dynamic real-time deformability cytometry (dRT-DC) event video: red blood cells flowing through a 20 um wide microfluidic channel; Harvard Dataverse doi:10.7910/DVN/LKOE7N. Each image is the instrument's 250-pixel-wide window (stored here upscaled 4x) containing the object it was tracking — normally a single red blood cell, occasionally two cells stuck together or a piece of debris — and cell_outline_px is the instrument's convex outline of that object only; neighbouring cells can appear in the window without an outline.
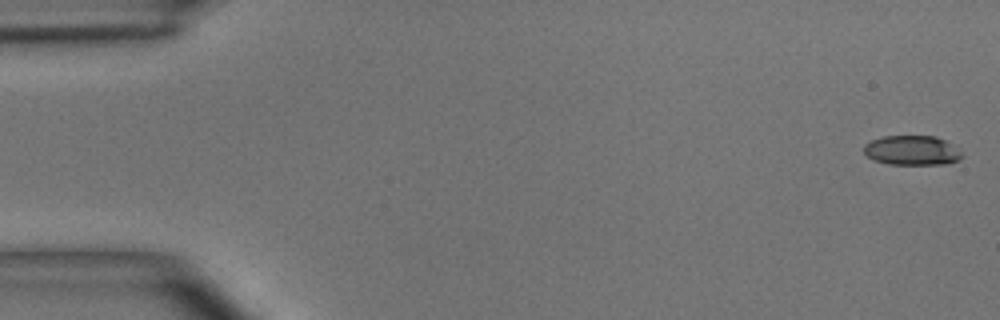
{"species": "common noctule bat (a hibernating species)", "species_latin": "Nyctalus noctula", "temperature_condition": "room temperature", "stored_images_in_passage": 12, "camera_frame_rate_fps": 3000, "um_per_image_px": 0.085, "animal": {"sex": "male", "body_mass_g": 15.6}, "frame": {"image": 1, "passage_image": 1, "time_ms": 0.0, "image_size_px": [1000, 320], "cell_outline_px": [[964, 156], [948, 164], [888, 164], [872, 160], [864, 152], [864, 144], [872, 140], [884, 136], [936, 136], [944, 140], [960, 152]], "centroid_in_image_um": [77.48, 12.79], "position_along_channel_um": 7.5, "area_um2": 16.76}}